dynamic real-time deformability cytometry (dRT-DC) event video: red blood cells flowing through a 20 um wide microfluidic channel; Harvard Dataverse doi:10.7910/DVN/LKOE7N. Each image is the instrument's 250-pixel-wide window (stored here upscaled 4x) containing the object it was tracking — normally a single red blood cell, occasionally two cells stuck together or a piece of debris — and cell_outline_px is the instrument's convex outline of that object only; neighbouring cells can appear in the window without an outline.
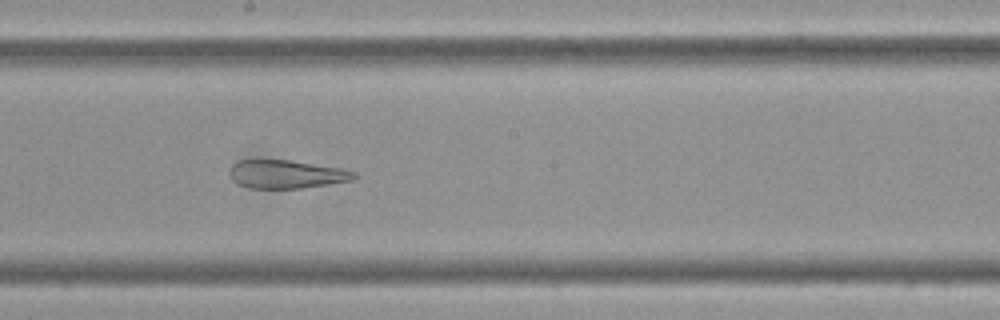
{"species": "Egyptian fruit bat (a non-hibernating species)", "species_latin": "Rousettus aegyptiacus", "temperature_condition": "cold", "stored_images_in_passage": 58, "camera_frame_rate_fps": 3000, "um_per_image_px": 0.085, "frame": {"image": 1, "passage_image": 32, "time_ms": 10.333, "image_size_px": [1000, 320], "cell_outline_px": [[356, 176], [352, 180], [328, 184], [300, 188], [248, 188], [236, 184], [232, 180], [232, 164], [240, 160], [288, 160], [340, 168], [356, 172]], "centroid_in_image_um": [24.33, 14.81], "position_along_channel_um": 223.9, "area_um2": 20.23}}
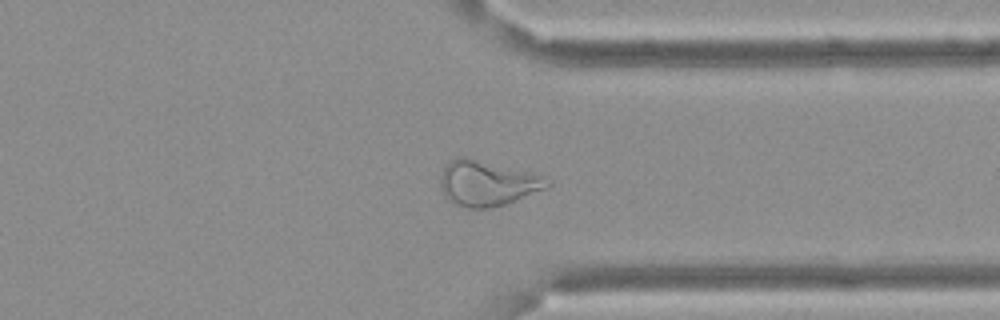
{"frame": {"image": 2, "passage_image": 45, "time_ms": 14.667, "image_size_px": [1000, 320], "cell_outline_px": [[552, 184], [548, 188], [504, 204], [488, 208], [468, 208], [452, 204], [444, 196], [440, 188], [440, 176], [448, 160], [456, 156], [460, 156], [528, 172], [544, 176], [552, 180]], "centroid_in_image_um": [41.39, 15.59], "position_along_channel_um": 370.0, "area_um2": 28.15}}
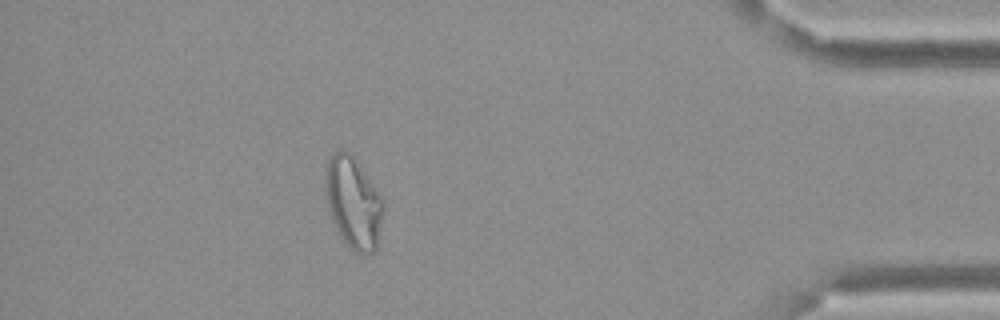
{"frame": {"image": 3, "passage_image": 52, "time_ms": 17.0, "image_size_px": [1000, 320], "cell_outline_px": [[384, 200], [376, 248], [372, 252], [364, 256], [360, 256], [348, 248], [344, 244], [332, 220], [328, 208], [324, 188], [324, 168], [332, 152], [340, 148], [344, 148], [352, 156]], "centroid_in_image_um": [29.97, 17.24], "position_along_channel_um": 405.2, "area_um2": 31.1}, "authors_computed_cell_mechanics": {"area_um2": 29.6225, "velocity_mm_per_s": 3.3861, "shape_relaxation_time_tau1_ms": null, "shape_relaxation_time_tau2_ms": 2.4825, "deformation_change_tau1": null, "deformation_change_tau2": 0.1247}}